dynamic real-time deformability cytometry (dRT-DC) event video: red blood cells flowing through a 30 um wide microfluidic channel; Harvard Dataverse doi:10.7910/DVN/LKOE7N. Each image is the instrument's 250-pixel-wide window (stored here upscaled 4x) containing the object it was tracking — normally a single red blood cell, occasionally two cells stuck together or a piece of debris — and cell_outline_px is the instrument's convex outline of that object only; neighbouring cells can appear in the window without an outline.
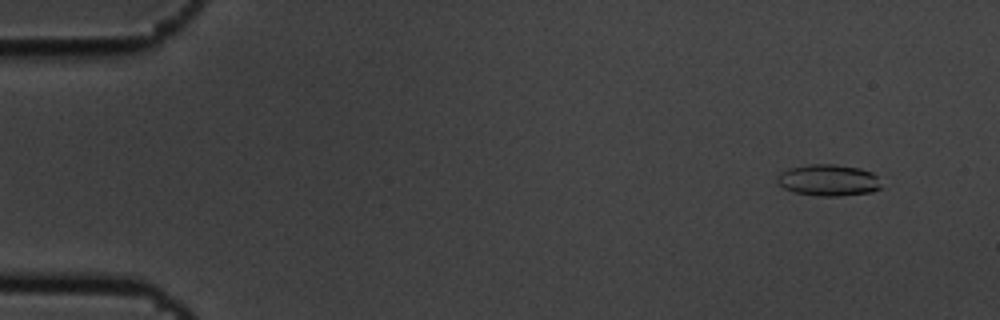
{"species": "common noctule bat (a hibernating species)", "species_latin": "Nyctalus noctula", "temperature_condition": "cold", "stored_images_in_passage": 10, "camera_frame_rate_fps": 3000, "um_per_image_px": 0.085, "animal": {"sex": "male", "body_mass_g": 19.5, "forearm_length_mm": 54.6}, "frame": {"image": 1, "passage_image": 2, "time_ms": 0.333, "image_size_px": [1000, 320], "cell_outline_px": [[880, 188], [872, 192], [840, 196], [816, 196], [792, 192], [784, 188], [776, 180], [776, 176], [780, 172], [788, 168], [808, 164], [836, 164], [860, 168], [872, 172], [876, 176], [880, 184]], "centroid_in_image_um": [70.38, 15.31], "position_along_channel_um": 14.6, "area_um2": 19.31}}
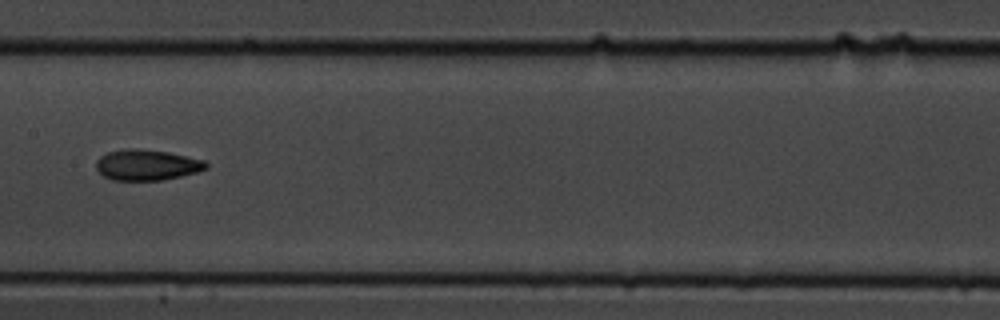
{"frame": {"image": 2, "passage_image": 9, "time_ms": 2.667, "image_size_px": [1000, 320], "cell_outline_px": [[208, 168], [196, 172], [180, 176], [160, 180], [112, 180], [104, 176], [96, 168], [96, 160], [100, 156], [108, 152], [124, 148], [140, 148], [168, 152], [204, 160], [208, 164]], "centroid_in_image_um": [12.46, 14.01], "position_along_channel_um": 194.9, "area_um2": 19.71}}
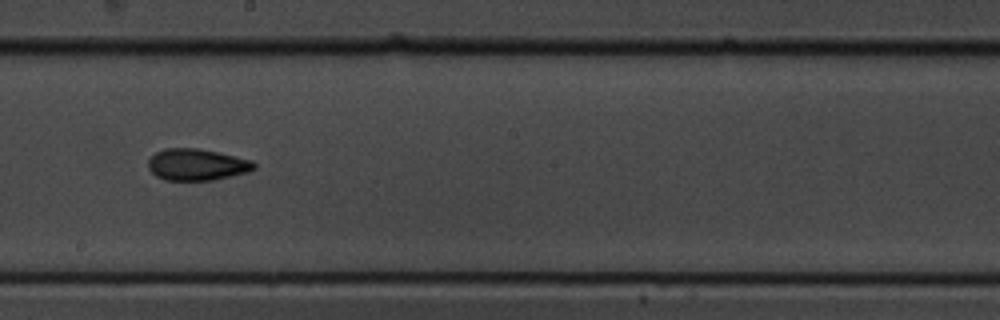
{"frame": {"image": 3, "passage_image": 10, "time_ms": 3.0, "image_size_px": [1000, 320], "cell_outline_px": [[256, 168], [248, 172], [212, 180], [164, 180], [156, 176], [148, 168], [148, 160], [156, 152], [164, 148], [200, 148], [252, 160], [256, 164]], "centroid_in_image_um": [16.73, 13.99], "position_along_channel_um": 231.5, "area_um2": 19.54}}